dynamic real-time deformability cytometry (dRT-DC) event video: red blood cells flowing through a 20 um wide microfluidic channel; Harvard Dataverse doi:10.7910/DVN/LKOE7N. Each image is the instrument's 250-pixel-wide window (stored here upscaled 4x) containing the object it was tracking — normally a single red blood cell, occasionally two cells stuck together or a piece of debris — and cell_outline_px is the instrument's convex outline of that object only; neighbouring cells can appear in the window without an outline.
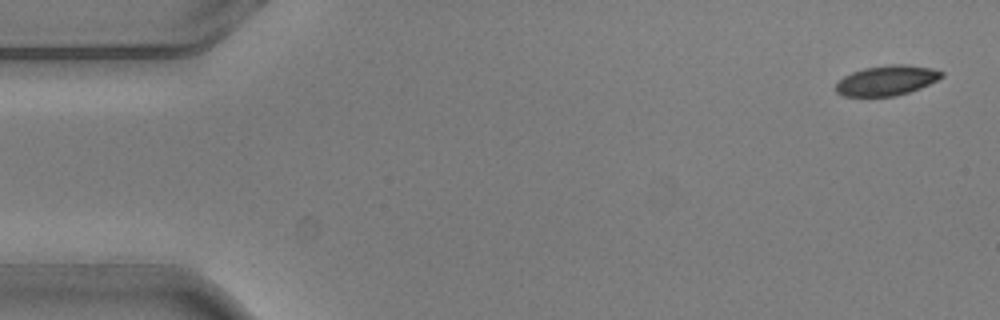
{"species": "common noctule bat (a hibernating species)", "species_latin": "Nyctalus noctula", "temperature_condition": "warm", "stored_images_in_passage": 5, "camera_frame_rate_fps": 3000, "um_per_image_px": 0.085, "animal": {"sex": "male", "body_mass_g": 20.5, "forearm_length_mm": 52.5}, "frame": {"image": 1, "passage_image": 1, "time_ms": 0.0, "image_size_px": [1000, 320], "cell_outline_px": [[944, 76], [920, 88], [896, 96], [844, 96], [836, 92], [836, 84], [844, 76], [852, 72], [864, 68], [888, 64], [908, 64], [932, 68], [944, 72]], "centroid_in_image_um": [75.38, 6.82], "position_along_channel_um": 9.6, "area_um2": 18.5}}
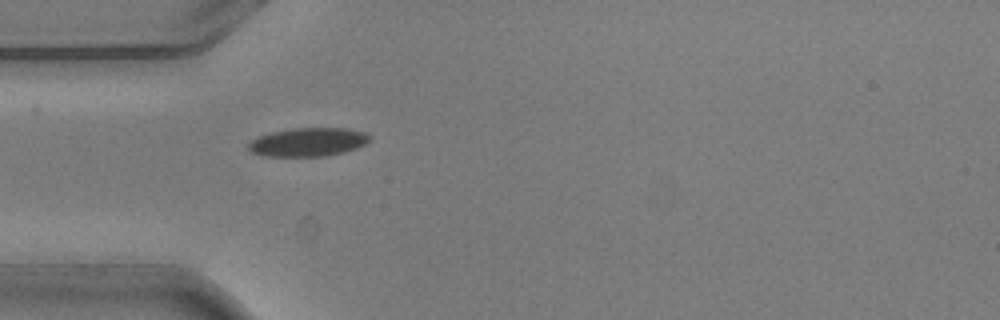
{"frame": {"image": 2, "passage_image": 5, "time_ms": 1.333, "image_size_px": [1000, 320], "cell_outline_px": [[372, 136], [364, 144], [356, 148], [344, 152], [324, 156], [264, 156], [252, 152], [248, 148], [248, 144], [252, 140], [260, 136], [272, 132], [292, 128], [348, 128], [364, 132]], "centroid_in_image_um": [26.2, 12.07], "position_along_channel_um": 58.8, "area_um2": 20.06}}